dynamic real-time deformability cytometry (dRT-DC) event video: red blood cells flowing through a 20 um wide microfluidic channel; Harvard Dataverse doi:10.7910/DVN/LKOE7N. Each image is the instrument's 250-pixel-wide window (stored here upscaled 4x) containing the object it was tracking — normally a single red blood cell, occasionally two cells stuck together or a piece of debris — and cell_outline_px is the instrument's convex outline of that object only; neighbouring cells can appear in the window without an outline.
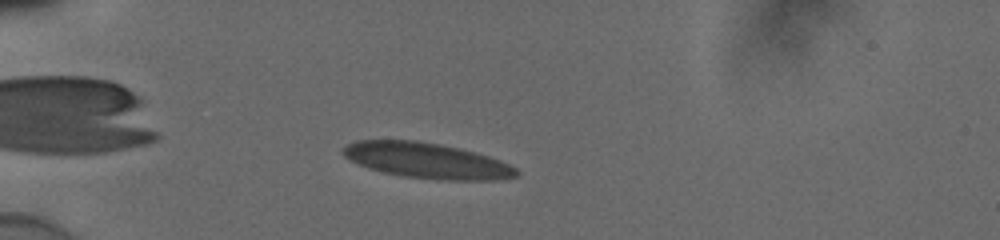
{"species": "human", "species_latin": "Homo sapiens", "temperature_condition": "cold", "stored_images_in_passage": 41, "camera_frame_rate_fps": 3000, "um_per_image_px": 0.085, "donor": {"sex": "male"}, "frame": {"image": 1, "passage_image": 3, "time_ms": 0.667, "image_size_px": [1000, 240], "cell_outline_px": [[520, 172], [516, 176], [492, 180], [444, 180], [404, 176], [384, 172], [368, 168], [348, 160], [340, 152], [340, 148], [356, 140], [416, 140], [440, 144], [460, 148], [476, 152], [500, 160], [516, 168]], "centroid_in_image_um": [36.23, 13.64], "position_along_channel_um": 48.8, "area_um2": 35.95}}
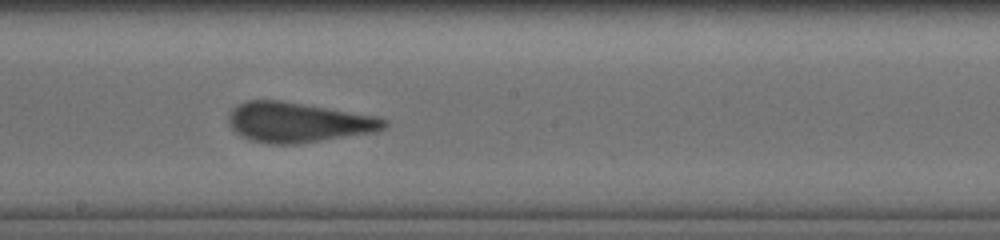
{"frame": {"image": 2, "passage_image": 19, "time_ms": 6.0, "image_size_px": [1000, 240], "cell_outline_px": [[388, 124], [384, 128], [376, 132], [296, 144], [268, 144], [248, 140], [240, 136], [228, 124], [228, 112], [236, 104], [248, 100], [280, 100], [376, 116], [388, 120]], "centroid_in_image_um": [25.29, 10.4], "position_along_channel_um": 222.9, "area_um2": 36.47}}
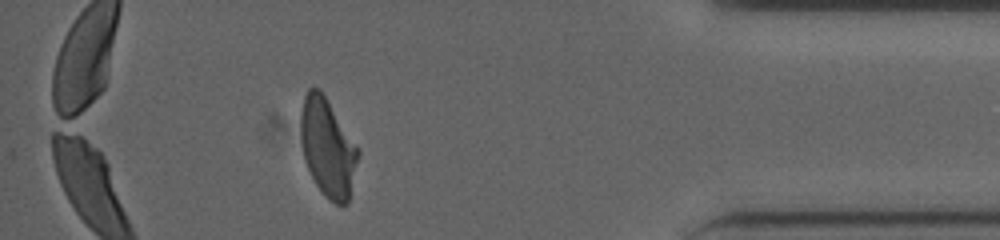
{"frame": {"image": 3, "passage_image": 36, "time_ms": 11.667, "image_size_px": [1000, 240], "cell_outline_px": [[360, 152], [348, 204], [336, 204], [328, 200], [324, 196], [316, 184], [304, 160], [300, 136], [300, 112], [304, 96], [308, 88], [320, 88]], "centroid_in_image_um": [27.83, 12.56], "position_along_channel_um": 407.4, "area_um2": 32.71}, "authors_computed_cell_mechanics": {"area_um2": 35.4892, "velocity_mm_per_s": 3.8612, "shape_relaxation_time_tau1_ms": 7.1769, "shape_relaxation_time_tau2_ms": null, "deformation_change_tau1": 0.1742, "deformation_change_tau2": null}}